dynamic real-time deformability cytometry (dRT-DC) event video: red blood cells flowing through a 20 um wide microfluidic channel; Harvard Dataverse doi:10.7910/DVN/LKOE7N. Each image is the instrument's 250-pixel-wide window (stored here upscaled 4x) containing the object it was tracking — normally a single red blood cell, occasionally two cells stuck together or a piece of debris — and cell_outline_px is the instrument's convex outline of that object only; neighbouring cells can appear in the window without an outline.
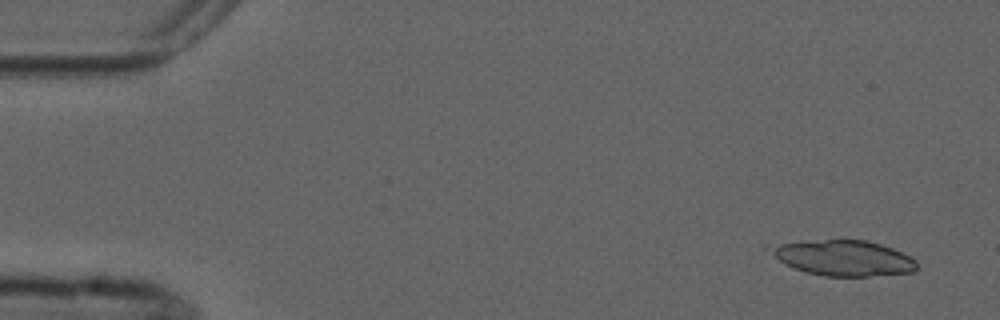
{"species": "common noctule bat (a hibernating species)", "species_latin": "Nyctalus noctula", "temperature_condition": "cold", "stored_images_in_passage": 3, "camera_frame_rate_fps": 3000, "um_per_image_px": 0.085, "animal": {"sex": "male", "forearm_length_mm": 52.5}, "frame": {"image": 1, "passage_image": 1, "time_ms": 0.0, "image_size_px": [1000, 320], "cell_outline_px": [[916, 268], [912, 272], [868, 276], [824, 276], [808, 272], [796, 268], [780, 260], [772, 252], [772, 248], [780, 244], [844, 236], [868, 240], [892, 248], [916, 260]], "centroid_in_image_um": [71.77, 21.88], "position_along_channel_um": 13.2, "area_um2": 30.23}}